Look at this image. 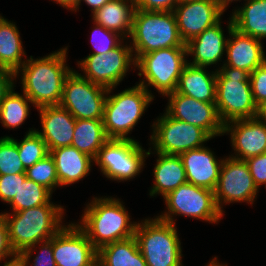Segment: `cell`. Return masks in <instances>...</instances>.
Here are the masks:
<instances>
[{"instance_id": "cell-1", "label": "cell", "mask_w": 266, "mask_h": 266, "mask_svg": "<svg viewBox=\"0 0 266 266\" xmlns=\"http://www.w3.org/2000/svg\"><path fill=\"white\" fill-rule=\"evenodd\" d=\"M63 208L54 204L14 212L12 216L3 213L12 249L20 256L23 266L28 265L32 248L49 240L64 226H60Z\"/></svg>"}, {"instance_id": "cell-2", "label": "cell", "mask_w": 266, "mask_h": 266, "mask_svg": "<svg viewBox=\"0 0 266 266\" xmlns=\"http://www.w3.org/2000/svg\"><path fill=\"white\" fill-rule=\"evenodd\" d=\"M67 48L34 60L31 56L22 69L23 93L37 108L60 105L63 85L71 73L66 65Z\"/></svg>"}, {"instance_id": "cell-3", "label": "cell", "mask_w": 266, "mask_h": 266, "mask_svg": "<svg viewBox=\"0 0 266 266\" xmlns=\"http://www.w3.org/2000/svg\"><path fill=\"white\" fill-rule=\"evenodd\" d=\"M121 202L114 198H94L85 209L80 225L96 250L134 236L137 223L131 224Z\"/></svg>"}, {"instance_id": "cell-4", "label": "cell", "mask_w": 266, "mask_h": 266, "mask_svg": "<svg viewBox=\"0 0 266 266\" xmlns=\"http://www.w3.org/2000/svg\"><path fill=\"white\" fill-rule=\"evenodd\" d=\"M215 104L224 125L234 120L256 118L250 73L226 65L217 70Z\"/></svg>"}, {"instance_id": "cell-5", "label": "cell", "mask_w": 266, "mask_h": 266, "mask_svg": "<svg viewBox=\"0 0 266 266\" xmlns=\"http://www.w3.org/2000/svg\"><path fill=\"white\" fill-rule=\"evenodd\" d=\"M130 37L134 46L131 48L136 51L135 60L154 50L186 47L180 37L173 11L135 9Z\"/></svg>"}, {"instance_id": "cell-6", "label": "cell", "mask_w": 266, "mask_h": 266, "mask_svg": "<svg viewBox=\"0 0 266 266\" xmlns=\"http://www.w3.org/2000/svg\"><path fill=\"white\" fill-rule=\"evenodd\" d=\"M144 82L106 97L102 120L109 139H132L125 135L134 128L153 99Z\"/></svg>"}, {"instance_id": "cell-7", "label": "cell", "mask_w": 266, "mask_h": 266, "mask_svg": "<svg viewBox=\"0 0 266 266\" xmlns=\"http://www.w3.org/2000/svg\"><path fill=\"white\" fill-rule=\"evenodd\" d=\"M134 236L147 266H182L175 223L145 219L136 225Z\"/></svg>"}, {"instance_id": "cell-8", "label": "cell", "mask_w": 266, "mask_h": 266, "mask_svg": "<svg viewBox=\"0 0 266 266\" xmlns=\"http://www.w3.org/2000/svg\"><path fill=\"white\" fill-rule=\"evenodd\" d=\"M186 47H172L142 54L136 60L139 76L144 75L148 85L154 86L160 94L175 92L184 66L187 64Z\"/></svg>"}, {"instance_id": "cell-9", "label": "cell", "mask_w": 266, "mask_h": 266, "mask_svg": "<svg viewBox=\"0 0 266 266\" xmlns=\"http://www.w3.org/2000/svg\"><path fill=\"white\" fill-rule=\"evenodd\" d=\"M111 88L92 83L81 74L71 71L63 85L60 106L75 119H103L106 96Z\"/></svg>"}, {"instance_id": "cell-10", "label": "cell", "mask_w": 266, "mask_h": 266, "mask_svg": "<svg viewBox=\"0 0 266 266\" xmlns=\"http://www.w3.org/2000/svg\"><path fill=\"white\" fill-rule=\"evenodd\" d=\"M133 139H109L94 161L103 174L112 180H129L143 168L144 158L150 155Z\"/></svg>"}, {"instance_id": "cell-11", "label": "cell", "mask_w": 266, "mask_h": 266, "mask_svg": "<svg viewBox=\"0 0 266 266\" xmlns=\"http://www.w3.org/2000/svg\"><path fill=\"white\" fill-rule=\"evenodd\" d=\"M168 212L159 219L174 224L171 214L185 215L209 222H218L223 215L215 202L214 191L195 186L189 182L181 184L165 197Z\"/></svg>"}, {"instance_id": "cell-12", "label": "cell", "mask_w": 266, "mask_h": 266, "mask_svg": "<svg viewBox=\"0 0 266 266\" xmlns=\"http://www.w3.org/2000/svg\"><path fill=\"white\" fill-rule=\"evenodd\" d=\"M151 140L157 153L179 155L202 147L212 137L198 126L174 119L165 113L156 124Z\"/></svg>"}, {"instance_id": "cell-13", "label": "cell", "mask_w": 266, "mask_h": 266, "mask_svg": "<svg viewBox=\"0 0 266 266\" xmlns=\"http://www.w3.org/2000/svg\"><path fill=\"white\" fill-rule=\"evenodd\" d=\"M258 188L245 160L223 159L220 175L214 190L215 202L222 213L221 203L246 201L253 203Z\"/></svg>"}, {"instance_id": "cell-14", "label": "cell", "mask_w": 266, "mask_h": 266, "mask_svg": "<svg viewBox=\"0 0 266 266\" xmlns=\"http://www.w3.org/2000/svg\"><path fill=\"white\" fill-rule=\"evenodd\" d=\"M129 46L119 45L113 50L104 54H90L79 65L86 73L82 76L92 83L99 84L106 88H115L126 75L131 62L136 65L134 54Z\"/></svg>"}, {"instance_id": "cell-15", "label": "cell", "mask_w": 266, "mask_h": 266, "mask_svg": "<svg viewBox=\"0 0 266 266\" xmlns=\"http://www.w3.org/2000/svg\"><path fill=\"white\" fill-rule=\"evenodd\" d=\"M167 96L170 98L166 113L170 117L198 126L212 138L224 134V124L219 118L215 103L196 100L176 91Z\"/></svg>"}, {"instance_id": "cell-16", "label": "cell", "mask_w": 266, "mask_h": 266, "mask_svg": "<svg viewBox=\"0 0 266 266\" xmlns=\"http://www.w3.org/2000/svg\"><path fill=\"white\" fill-rule=\"evenodd\" d=\"M52 249L56 266H90L97 259L87 235L72 223L52 237Z\"/></svg>"}, {"instance_id": "cell-17", "label": "cell", "mask_w": 266, "mask_h": 266, "mask_svg": "<svg viewBox=\"0 0 266 266\" xmlns=\"http://www.w3.org/2000/svg\"><path fill=\"white\" fill-rule=\"evenodd\" d=\"M181 39L186 44L220 21L223 11L216 0L179 3L173 10Z\"/></svg>"}, {"instance_id": "cell-18", "label": "cell", "mask_w": 266, "mask_h": 266, "mask_svg": "<svg viewBox=\"0 0 266 266\" xmlns=\"http://www.w3.org/2000/svg\"><path fill=\"white\" fill-rule=\"evenodd\" d=\"M231 123L233 125L230 126ZM226 132H231L232 145L239 154L232 158L246 160L266 153L265 122L257 118L234 120L224 125V133Z\"/></svg>"}, {"instance_id": "cell-19", "label": "cell", "mask_w": 266, "mask_h": 266, "mask_svg": "<svg viewBox=\"0 0 266 266\" xmlns=\"http://www.w3.org/2000/svg\"><path fill=\"white\" fill-rule=\"evenodd\" d=\"M228 30L232 39L229 38L227 41L228 63L226 62L224 65L251 73L266 61L261 40L240 33L233 27L232 19L229 22Z\"/></svg>"}, {"instance_id": "cell-20", "label": "cell", "mask_w": 266, "mask_h": 266, "mask_svg": "<svg viewBox=\"0 0 266 266\" xmlns=\"http://www.w3.org/2000/svg\"><path fill=\"white\" fill-rule=\"evenodd\" d=\"M40 111L43 132L36 131L47 144L49 152L71 146L76 119L60 105L43 106Z\"/></svg>"}, {"instance_id": "cell-21", "label": "cell", "mask_w": 266, "mask_h": 266, "mask_svg": "<svg viewBox=\"0 0 266 266\" xmlns=\"http://www.w3.org/2000/svg\"><path fill=\"white\" fill-rule=\"evenodd\" d=\"M187 182L215 190L223 160L219 163L210 149L199 147L179 154Z\"/></svg>"}, {"instance_id": "cell-22", "label": "cell", "mask_w": 266, "mask_h": 266, "mask_svg": "<svg viewBox=\"0 0 266 266\" xmlns=\"http://www.w3.org/2000/svg\"><path fill=\"white\" fill-rule=\"evenodd\" d=\"M219 21L186 43L187 55L192 54L193 66L206 67L216 64L226 51L227 41Z\"/></svg>"}, {"instance_id": "cell-23", "label": "cell", "mask_w": 266, "mask_h": 266, "mask_svg": "<svg viewBox=\"0 0 266 266\" xmlns=\"http://www.w3.org/2000/svg\"><path fill=\"white\" fill-rule=\"evenodd\" d=\"M216 77L217 71L209 75L205 67L193 66L187 62L181 72L176 92L203 102L215 103Z\"/></svg>"}, {"instance_id": "cell-24", "label": "cell", "mask_w": 266, "mask_h": 266, "mask_svg": "<svg viewBox=\"0 0 266 266\" xmlns=\"http://www.w3.org/2000/svg\"><path fill=\"white\" fill-rule=\"evenodd\" d=\"M50 155L55 161L59 186L72 184L87 176L94 160L73 146L55 148Z\"/></svg>"}, {"instance_id": "cell-25", "label": "cell", "mask_w": 266, "mask_h": 266, "mask_svg": "<svg viewBox=\"0 0 266 266\" xmlns=\"http://www.w3.org/2000/svg\"><path fill=\"white\" fill-rule=\"evenodd\" d=\"M157 154L159 159L154 168L155 182L150 196L161 193L165 197L169 192L187 182L185 168L179 155Z\"/></svg>"}, {"instance_id": "cell-26", "label": "cell", "mask_w": 266, "mask_h": 266, "mask_svg": "<svg viewBox=\"0 0 266 266\" xmlns=\"http://www.w3.org/2000/svg\"><path fill=\"white\" fill-rule=\"evenodd\" d=\"M126 1L129 2V0H110L107 2L93 13L94 23L121 35H125V33L126 36L130 35L135 4L134 0H130L131 4L129 6Z\"/></svg>"}, {"instance_id": "cell-27", "label": "cell", "mask_w": 266, "mask_h": 266, "mask_svg": "<svg viewBox=\"0 0 266 266\" xmlns=\"http://www.w3.org/2000/svg\"><path fill=\"white\" fill-rule=\"evenodd\" d=\"M97 259L100 266H147L135 236L101 247Z\"/></svg>"}, {"instance_id": "cell-28", "label": "cell", "mask_w": 266, "mask_h": 266, "mask_svg": "<svg viewBox=\"0 0 266 266\" xmlns=\"http://www.w3.org/2000/svg\"><path fill=\"white\" fill-rule=\"evenodd\" d=\"M231 19L233 27L240 33L258 40L266 38V0H247Z\"/></svg>"}, {"instance_id": "cell-29", "label": "cell", "mask_w": 266, "mask_h": 266, "mask_svg": "<svg viewBox=\"0 0 266 266\" xmlns=\"http://www.w3.org/2000/svg\"><path fill=\"white\" fill-rule=\"evenodd\" d=\"M108 140L103 120L76 119L71 146L77 150L95 159L99 150Z\"/></svg>"}, {"instance_id": "cell-30", "label": "cell", "mask_w": 266, "mask_h": 266, "mask_svg": "<svg viewBox=\"0 0 266 266\" xmlns=\"http://www.w3.org/2000/svg\"><path fill=\"white\" fill-rule=\"evenodd\" d=\"M19 31L15 24L0 16V67L17 74L26 62L21 61L24 55Z\"/></svg>"}, {"instance_id": "cell-31", "label": "cell", "mask_w": 266, "mask_h": 266, "mask_svg": "<svg viewBox=\"0 0 266 266\" xmlns=\"http://www.w3.org/2000/svg\"><path fill=\"white\" fill-rule=\"evenodd\" d=\"M51 192L36 182L25 179L14 199L9 203L14 212L50 203Z\"/></svg>"}, {"instance_id": "cell-32", "label": "cell", "mask_w": 266, "mask_h": 266, "mask_svg": "<svg viewBox=\"0 0 266 266\" xmlns=\"http://www.w3.org/2000/svg\"><path fill=\"white\" fill-rule=\"evenodd\" d=\"M24 95V96H23ZM22 96L12 89L0 104V120L4 127L17 128L29 114L28 101L25 94Z\"/></svg>"}, {"instance_id": "cell-33", "label": "cell", "mask_w": 266, "mask_h": 266, "mask_svg": "<svg viewBox=\"0 0 266 266\" xmlns=\"http://www.w3.org/2000/svg\"><path fill=\"white\" fill-rule=\"evenodd\" d=\"M14 141L16 142L20 160L25 169L32 167L36 162L50 154L47 144L36 130H29L22 141Z\"/></svg>"}, {"instance_id": "cell-34", "label": "cell", "mask_w": 266, "mask_h": 266, "mask_svg": "<svg viewBox=\"0 0 266 266\" xmlns=\"http://www.w3.org/2000/svg\"><path fill=\"white\" fill-rule=\"evenodd\" d=\"M25 174L27 179L44 186L51 193L52 189L59 185L55 161L50 154L27 168Z\"/></svg>"}, {"instance_id": "cell-35", "label": "cell", "mask_w": 266, "mask_h": 266, "mask_svg": "<svg viewBox=\"0 0 266 266\" xmlns=\"http://www.w3.org/2000/svg\"><path fill=\"white\" fill-rule=\"evenodd\" d=\"M25 168L18 153L16 142L12 137L0 139V175L25 173Z\"/></svg>"}, {"instance_id": "cell-36", "label": "cell", "mask_w": 266, "mask_h": 266, "mask_svg": "<svg viewBox=\"0 0 266 266\" xmlns=\"http://www.w3.org/2000/svg\"><path fill=\"white\" fill-rule=\"evenodd\" d=\"M95 24L96 26L94 31L92 32L93 34L91 37V42L96 51L92 54H104L120 45L121 42H119L120 39L118 38L121 37L120 34H117V32H114L112 30L106 29L102 25H99L97 23ZM98 36L99 39H96V37Z\"/></svg>"}, {"instance_id": "cell-37", "label": "cell", "mask_w": 266, "mask_h": 266, "mask_svg": "<svg viewBox=\"0 0 266 266\" xmlns=\"http://www.w3.org/2000/svg\"><path fill=\"white\" fill-rule=\"evenodd\" d=\"M25 179V173L0 175V199L10 203L18 193L20 183H23Z\"/></svg>"}, {"instance_id": "cell-38", "label": "cell", "mask_w": 266, "mask_h": 266, "mask_svg": "<svg viewBox=\"0 0 266 266\" xmlns=\"http://www.w3.org/2000/svg\"><path fill=\"white\" fill-rule=\"evenodd\" d=\"M251 90L258 106L266 100V61L250 73Z\"/></svg>"}, {"instance_id": "cell-39", "label": "cell", "mask_w": 266, "mask_h": 266, "mask_svg": "<svg viewBox=\"0 0 266 266\" xmlns=\"http://www.w3.org/2000/svg\"><path fill=\"white\" fill-rule=\"evenodd\" d=\"M245 162L257 188L266 184V153L250 157Z\"/></svg>"}, {"instance_id": "cell-40", "label": "cell", "mask_w": 266, "mask_h": 266, "mask_svg": "<svg viewBox=\"0 0 266 266\" xmlns=\"http://www.w3.org/2000/svg\"><path fill=\"white\" fill-rule=\"evenodd\" d=\"M135 9L146 11H173L179 0H134Z\"/></svg>"}, {"instance_id": "cell-41", "label": "cell", "mask_w": 266, "mask_h": 266, "mask_svg": "<svg viewBox=\"0 0 266 266\" xmlns=\"http://www.w3.org/2000/svg\"><path fill=\"white\" fill-rule=\"evenodd\" d=\"M17 254L12 249L10 241H9V234H8V227L3 214H0V261L4 260L9 256H16Z\"/></svg>"}, {"instance_id": "cell-42", "label": "cell", "mask_w": 266, "mask_h": 266, "mask_svg": "<svg viewBox=\"0 0 266 266\" xmlns=\"http://www.w3.org/2000/svg\"><path fill=\"white\" fill-rule=\"evenodd\" d=\"M41 243L43 245L41 246L43 253L35 257L33 266H56L53 257L52 237Z\"/></svg>"}, {"instance_id": "cell-43", "label": "cell", "mask_w": 266, "mask_h": 266, "mask_svg": "<svg viewBox=\"0 0 266 266\" xmlns=\"http://www.w3.org/2000/svg\"><path fill=\"white\" fill-rule=\"evenodd\" d=\"M15 77V73L0 67V104L6 95L13 89L12 79Z\"/></svg>"}, {"instance_id": "cell-44", "label": "cell", "mask_w": 266, "mask_h": 266, "mask_svg": "<svg viewBox=\"0 0 266 266\" xmlns=\"http://www.w3.org/2000/svg\"><path fill=\"white\" fill-rule=\"evenodd\" d=\"M57 3H59L60 5L66 7V8H70L71 10H77V8L80 5V1L81 0H54Z\"/></svg>"}, {"instance_id": "cell-45", "label": "cell", "mask_w": 266, "mask_h": 266, "mask_svg": "<svg viewBox=\"0 0 266 266\" xmlns=\"http://www.w3.org/2000/svg\"><path fill=\"white\" fill-rule=\"evenodd\" d=\"M83 1H85L88 4V6L90 5L92 7L91 10H93L92 13H94L96 10L103 7L110 0H83Z\"/></svg>"}, {"instance_id": "cell-46", "label": "cell", "mask_w": 266, "mask_h": 266, "mask_svg": "<svg viewBox=\"0 0 266 266\" xmlns=\"http://www.w3.org/2000/svg\"><path fill=\"white\" fill-rule=\"evenodd\" d=\"M256 118L266 123V100L257 106Z\"/></svg>"}, {"instance_id": "cell-47", "label": "cell", "mask_w": 266, "mask_h": 266, "mask_svg": "<svg viewBox=\"0 0 266 266\" xmlns=\"http://www.w3.org/2000/svg\"><path fill=\"white\" fill-rule=\"evenodd\" d=\"M3 266H23L21 258L19 255L11 257V260L9 262H5Z\"/></svg>"}, {"instance_id": "cell-48", "label": "cell", "mask_w": 266, "mask_h": 266, "mask_svg": "<svg viewBox=\"0 0 266 266\" xmlns=\"http://www.w3.org/2000/svg\"><path fill=\"white\" fill-rule=\"evenodd\" d=\"M216 1L218 2L219 8L224 12L229 2H232L233 0H216Z\"/></svg>"}, {"instance_id": "cell-49", "label": "cell", "mask_w": 266, "mask_h": 266, "mask_svg": "<svg viewBox=\"0 0 266 266\" xmlns=\"http://www.w3.org/2000/svg\"><path fill=\"white\" fill-rule=\"evenodd\" d=\"M216 260V257H214V259L207 266H224L222 264L220 265L219 263H217Z\"/></svg>"}, {"instance_id": "cell-50", "label": "cell", "mask_w": 266, "mask_h": 266, "mask_svg": "<svg viewBox=\"0 0 266 266\" xmlns=\"http://www.w3.org/2000/svg\"><path fill=\"white\" fill-rule=\"evenodd\" d=\"M90 266H100L98 259H96Z\"/></svg>"}, {"instance_id": "cell-51", "label": "cell", "mask_w": 266, "mask_h": 266, "mask_svg": "<svg viewBox=\"0 0 266 266\" xmlns=\"http://www.w3.org/2000/svg\"><path fill=\"white\" fill-rule=\"evenodd\" d=\"M188 1H195V0H179V3L188 2Z\"/></svg>"}]
</instances>
